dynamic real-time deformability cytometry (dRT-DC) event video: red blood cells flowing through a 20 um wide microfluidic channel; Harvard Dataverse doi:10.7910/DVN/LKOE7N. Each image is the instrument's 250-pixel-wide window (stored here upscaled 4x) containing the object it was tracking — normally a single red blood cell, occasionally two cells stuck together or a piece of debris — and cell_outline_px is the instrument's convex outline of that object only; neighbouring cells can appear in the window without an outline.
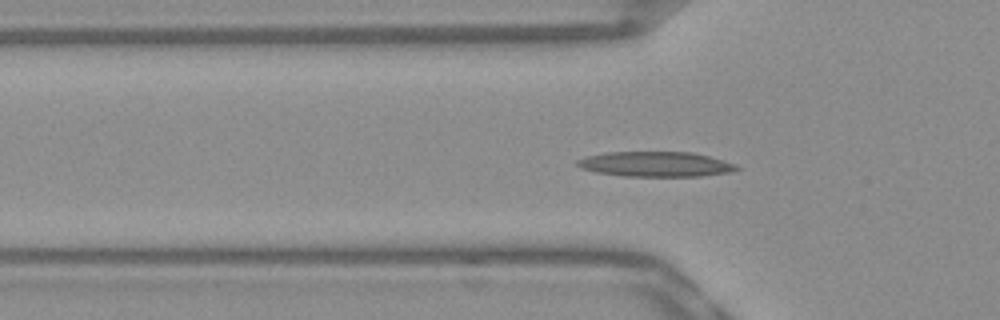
{"species": "Egyptian fruit bat (a non-hibernating species)", "species_latin": "Rousettus aegyptiacus", "temperature_condition": "warm", "stored_images_in_passage": 51, "camera_frame_rate_fps": 3000, "um_per_image_px": 0.085, "frame": {"image": 1, "passage_image": 17, "time_ms": 5.333, "image_size_px": [1000, 320], "cell_outline_px": [[740, 168], [728, 172], [700, 176], [624, 176], [596, 172], [580, 168], [576, 164], [576, 160], [588, 156], [604, 152], [692, 152], [708, 156], [736, 164]], "centroid_in_image_um": [55.69, 13.95], "position_along_channel_um": 70.1, "area_um2": 23.12}}
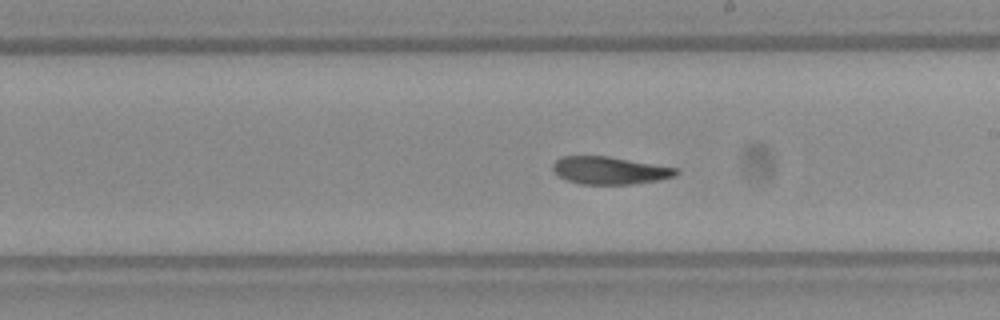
{"frame": {"image": 2, "passage_image": 30, "time_ms": 9.667, "image_size_px": [1000, 320], "cell_outline_px": [[680, 172], [676, 176], [660, 180], [632, 184], [580, 184], [568, 180], [560, 176], [552, 168], [552, 164], [560, 156], [608, 156], [680, 168]], "centroid_in_image_um": [51.88, 14.48], "position_along_channel_um": 237.1, "area_um2": 19.94}}
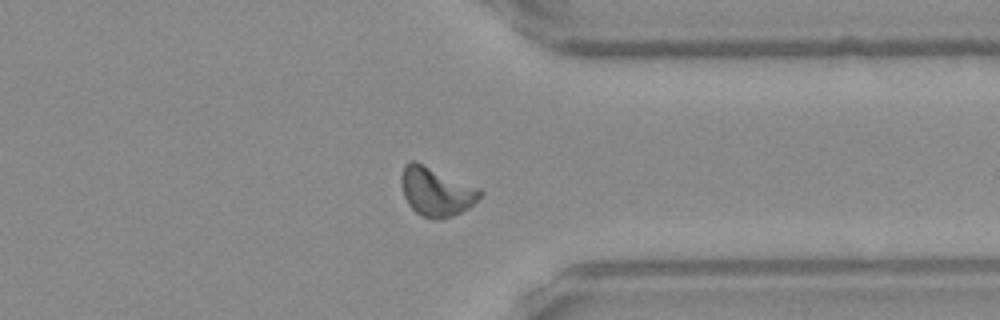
{"frame": {"image": 3, "passage_image": 41, "time_ms": 13.333, "image_size_px": [1000, 320], "cell_outline_px": [[484, 192], [468, 208], [452, 216], [440, 220], [432, 220], [416, 212], [408, 204], [404, 196], [400, 184], [400, 176], [404, 164], [412, 160], [416, 160], [480, 188]], "centroid_in_image_um": [37.04, 16.26], "position_along_channel_um": 374.4, "area_um2": 22.66}, "authors_computed_cell_mechanics": {"area_um2": 21.2126, "velocity_mm_per_s": 3.8371, "shape_relaxation_time_tau1_ms": null, "shape_relaxation_time_tau2_ms": 4.0113, "deformation_change_tau1": null, "deformation_change_tau2": 0.0938}}